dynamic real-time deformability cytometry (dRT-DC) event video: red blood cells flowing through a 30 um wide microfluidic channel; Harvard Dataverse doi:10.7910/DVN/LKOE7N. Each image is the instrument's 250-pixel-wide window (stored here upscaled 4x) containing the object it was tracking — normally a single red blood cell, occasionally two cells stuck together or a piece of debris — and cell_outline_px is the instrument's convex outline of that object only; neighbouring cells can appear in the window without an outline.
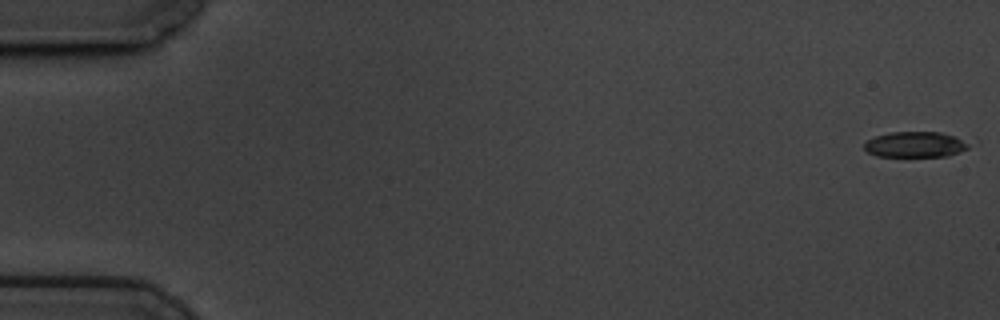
{"species": "common noctule bat (a hibernating species)", "species_latin": "Nyctalus noctula", "temperature_condition": "cold", "stored_images_in_passage": 18, "camera_frame_rate_fps": 3000, "um_per_image_px": 0.085, "animal": {"sex": "male", "body_mass_g": 19.5, "forearm_length_mm": 54.6}, "frame": {"image": 1, "passage_image": 1, "time_ms": 0.0, "image_size_px": [1000, 320], "cell_outline_px": [[968, 148], [960, 152], [948, 156], [876, 156], [868, 152], [864, 148], [864, 144], [868, 140], [876, 136], [892, 132], [940, 132], [956, 136], [968, 144]], "centroid_in_image_um": [77.79, 12.28], "position_along_channel_um": 7.2, "area_um2": 15.43}}